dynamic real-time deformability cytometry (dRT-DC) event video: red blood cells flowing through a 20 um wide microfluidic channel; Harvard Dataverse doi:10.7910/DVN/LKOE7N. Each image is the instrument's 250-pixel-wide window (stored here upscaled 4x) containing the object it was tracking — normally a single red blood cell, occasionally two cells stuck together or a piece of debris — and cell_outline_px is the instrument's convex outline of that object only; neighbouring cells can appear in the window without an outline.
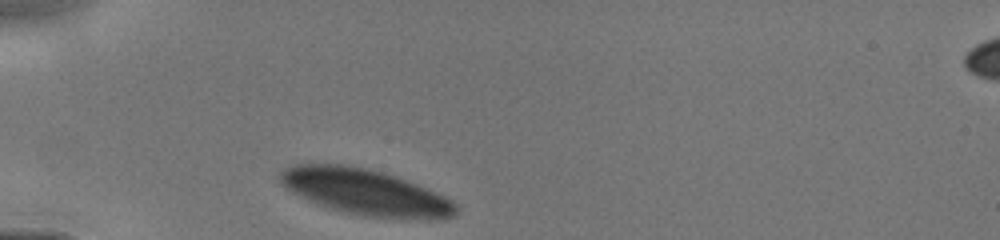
{"species": "human", "species_latin": "Homo sapiens", "temperature_condition": "cold", "stored_images_in_passage": 22, "camera_frame_rate_fps": 3000, "um_per_image_px": 0.085, "donor": {"sex": "male"}, "frame": {"image": 1, "passage_image": 1, "time_ms": 0.0, "image_size_px": [1000, 240], "cell_outline_px": [[460, 208], [452, 216], [440, 220], [400, 220], [360, 216], [344, 212], [316, 204], [284, 188], [280, 180], [280, 172], [284, 168], [292, 164], [344, 164], [384, 172], [416, 184], [436, 192], [452, 200]], "centroid_in_image_um": [31.09, 16.36], "position_along_channel_um": 53.9, "area_um2": 47.74}}
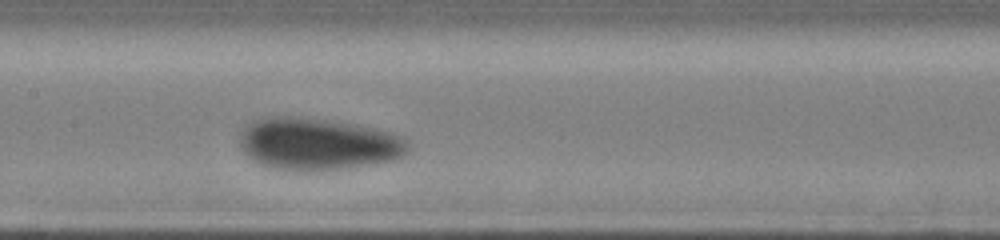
{"frame": {"image": 2, "passage_image": 12, "time_ms": 3.333, "image_size_px": [1000, 240], "cell_outline_px": [[408, 152], [404, 156], [392, 160], [344, 168], [312, 172], [308, 172], [272, 168], [260, 164], [252, 160], [244, 152], [240, 144], [240, 132], [252, 120], [276, 116], [288, 116], [320, 120], [348, 124], [372, 128], [392, 132], [400, 136], [408, 144]], "centroid_in_image_um": [26.98, 12.26], "position_along_channel_um": 180.4, "area_um2": 50.69}}
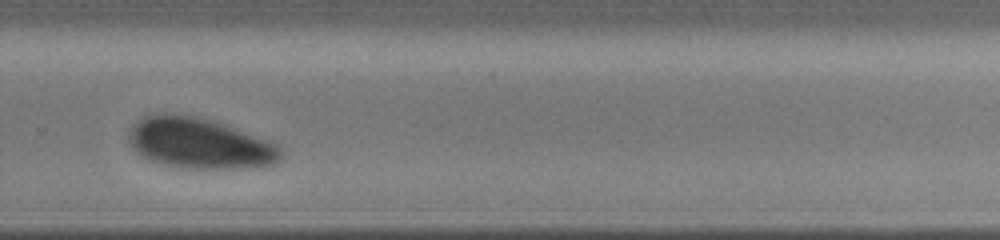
{"frame": {"image": 3, "passage_image": 20, "time_ms": 6.333, "image_size_px": [1000, 240], "cell_outline_px": [[284, 156], [276, 164], [256, 168], [180, 168], [148, 160], [140, 156], [132, 148], [128, 140], [128, 132], [136, 120], [144, 116], [164, 112], [192, 116], [212, 120], [228, 124], [268, 140], [276, 144], [284, 152]], "centroid_in_image_um": [16.98, 12.18], "position_along_channel_um": 312.8, "area_um2": 45.78}}